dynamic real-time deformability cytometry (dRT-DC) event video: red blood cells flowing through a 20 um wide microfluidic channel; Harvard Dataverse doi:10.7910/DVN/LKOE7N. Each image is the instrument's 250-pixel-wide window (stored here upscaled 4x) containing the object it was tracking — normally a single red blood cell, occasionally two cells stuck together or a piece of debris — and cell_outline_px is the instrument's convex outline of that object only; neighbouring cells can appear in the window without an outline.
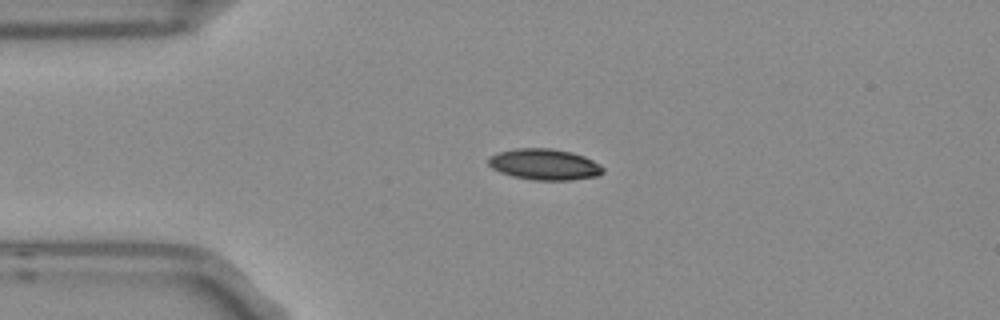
{"species": "Egyptian fruit bat (a non-hibernating species)", "species_latin": "Rousettus aegyptiacus", "temperature_condition": "room temperature", "stored_images_in_passage": 8, "camera_frame_rate_fps": 3000, "um_per_image_px": 0.085, "frame": {"image": 1, "passage_image": 2, "time_ms": 0.333, "image_size_px": [1000, 320], "cell_outline_px": [[604, 172], [596, 176], [572, 180], [532, 180], [512, 176], [500, 172], [492, 168], [488, 164], [488, 156], [496, 152], [516, 148], [552, 148], [572, 152], [584, 156], [600, 164], [604, 168]], "centroid_in_image_um": [46.26, 13.97], "position_along_channel_um": 38.7, "area_um2": 20.98}}
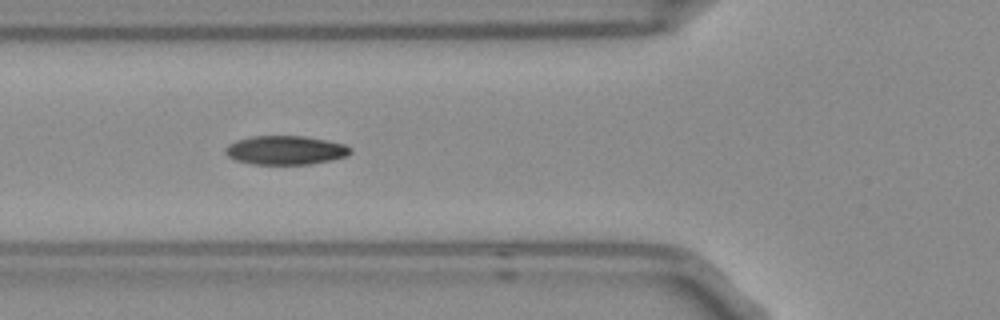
{"frame": {"image": 2, "passage_image": 4, "time_ms": 1.0, "image_size_px": [1000, 320], "cell_outline_px": [[352, 152], [348, 156], [332, 160], [308, 164], [252, 164], [236, 160], [228, 156], [224, 152], [224, 148], [228, 144], [236, 140], [252, 136], [304, 136], [344, 144], [352, 148]], "centroid_in_image_um": [24.26, 12.77], "position_along_channel_um": 101.5, "area_um2": 21.1}}